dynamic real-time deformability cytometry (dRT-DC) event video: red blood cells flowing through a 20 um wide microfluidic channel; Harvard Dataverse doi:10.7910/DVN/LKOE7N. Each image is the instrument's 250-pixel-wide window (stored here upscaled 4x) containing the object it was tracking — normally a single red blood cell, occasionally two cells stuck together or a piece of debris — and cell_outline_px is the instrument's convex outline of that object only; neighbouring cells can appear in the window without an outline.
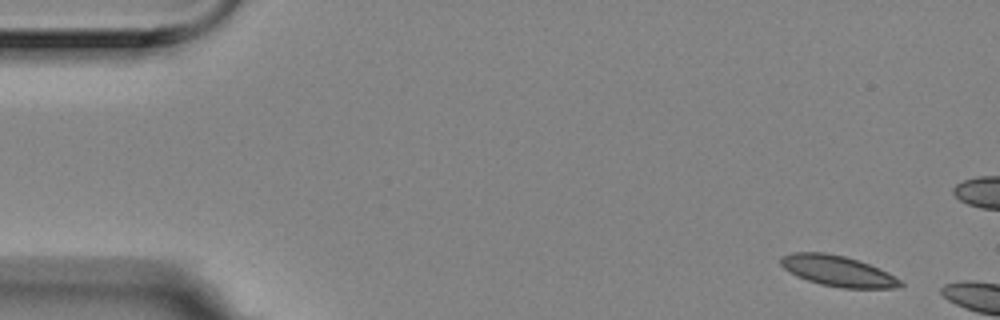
{"species": "Egyptian fruit bat (a non-hibernating species)", "species_latin": "Rousettus aegyptiacus", "temperature_condition": "room temperature", "stored_images_in_passage": 4, "camera_frame_rate_fps": 3000, "um_per_image_px": 0.085, "animal": {"sex": "female"}, "frame": {"image": 1, "passage_image": 1, "time_ms": 0.0, "image_size_px": [1000, 320], "cell_outline_px": [[904, 284], [896, 288], [840, 288], [820, 284], [796, 276], [788, 272], [780, 264], [780, 256], [792, 252], [824, 252], [844, 256], [868, 264], [888, 272], [900, 280]], "centroid_in_image_um": [71.17, 23.03], "position_along_channel_um": 13.8, "area_um2": 21.39}}